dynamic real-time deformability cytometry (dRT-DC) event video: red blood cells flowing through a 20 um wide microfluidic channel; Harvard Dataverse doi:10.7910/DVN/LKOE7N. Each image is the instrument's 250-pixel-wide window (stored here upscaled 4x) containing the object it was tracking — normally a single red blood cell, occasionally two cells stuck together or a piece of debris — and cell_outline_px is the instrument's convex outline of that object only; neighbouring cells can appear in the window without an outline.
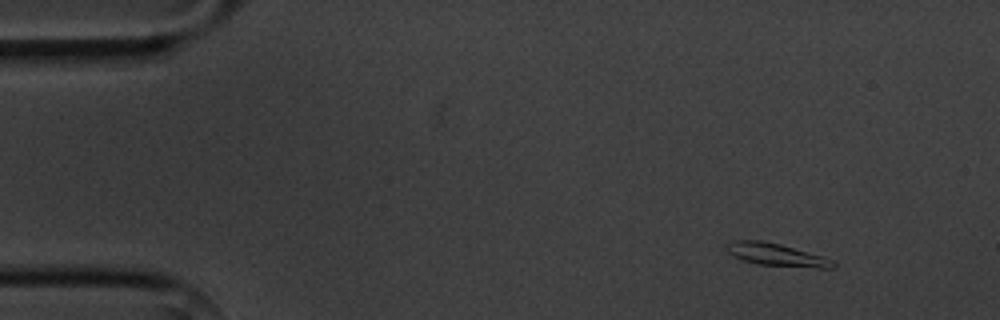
{"species": "common noctule bat (a hibernating species)", "species_latin": "Nyctalus noctula", "temperature_condition": "cold", "stored_images_in_passage": 5, "camera_frame_rate_fps": 3000, "um_per_image_px": 0.085, "animal": {"sex": "male", "body_mass_g": 20.1, "forearm_length_mm": 53.5}, "frame": {"image": 1, "passage_image": 1, "time_ms": 0.0, "image_size_px": [1000, 320], "cell_outline_px": [[836, 264], [832, 268], [816, 268], [760, 264], [744, 260], [732, 256], [724, 248], [724, 244], [732, 240], [760, 240], [780, 244], [824, 256], [836, 260]], "centroid_in_image_um": [65.99, 21.64], "position_along_channel_um": 19.0, "area_um2": 14.16}}
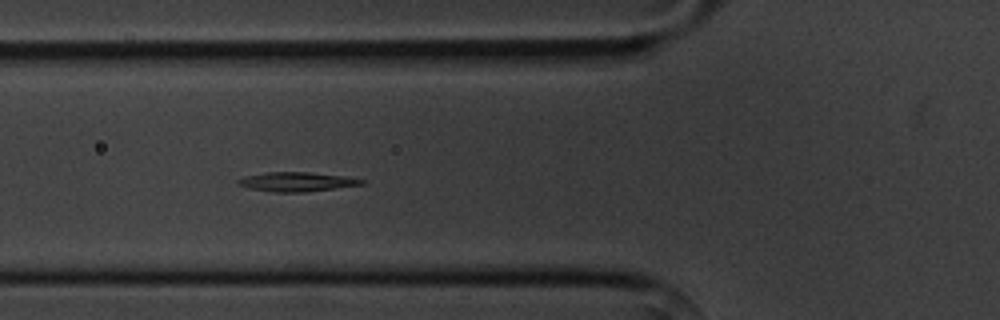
{"frame": {"image": 2, "passage_image": 5, "time_ms": 4.667, "image_size_px": [1000, 320], "cell_outline_px": [[364, 184], [304, 192], [276, 192], [248, 188], [236, 184], [236, 180], [244, 176], [268, 172], [308, 172], [340, 176], [364, 180]], "centroid_in_image_um": [25.13, 15.45], "position_along_channel_um": 100.7, "area_um2": 13.64}}